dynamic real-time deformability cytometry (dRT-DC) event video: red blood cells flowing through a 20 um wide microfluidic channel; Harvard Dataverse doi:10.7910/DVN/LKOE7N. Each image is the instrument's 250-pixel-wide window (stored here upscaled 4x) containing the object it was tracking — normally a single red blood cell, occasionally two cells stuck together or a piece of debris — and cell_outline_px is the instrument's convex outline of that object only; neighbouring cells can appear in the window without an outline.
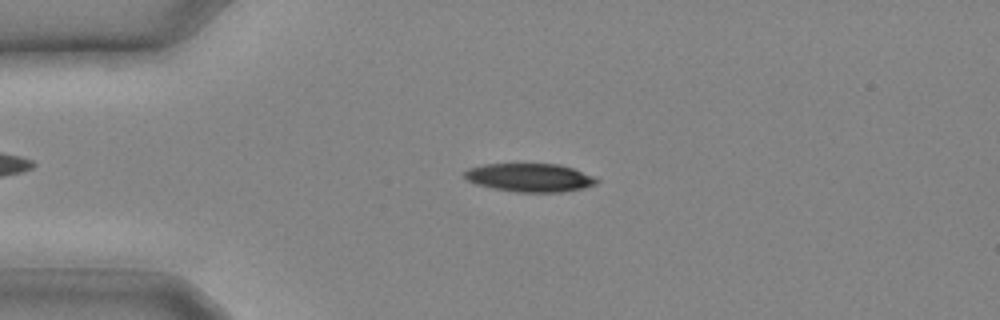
{"species": "common noctule bat (a hibernating species)", "species_latin": "Nyctalus noctula", "temperature_condition": "cold", "stored_images_in_passage": 26, "camera_frame_rate_fps": 3000, "um_per_image_px": 0.085, "animal": {"sex": "male", "body_mass_g": 20.4}, "frame": {"image": 1, "passage_image": 6, "time_ms": 1.667, "image_size_px": [1000, 320], "cell_outline_px": [[600, 180], [596, 184], [584, 188], [560, 192], [516, 192], [492, 188], [476, 184], [468, 180], [464, 176], [464, 172], [468, 168], [484, 164], [560, 164], [572, 168], [592, 176]], "centroid_in_image_um": [45.02, 15.1], "position_along_channel_um": 40.0, "area_um2": 21.79}}
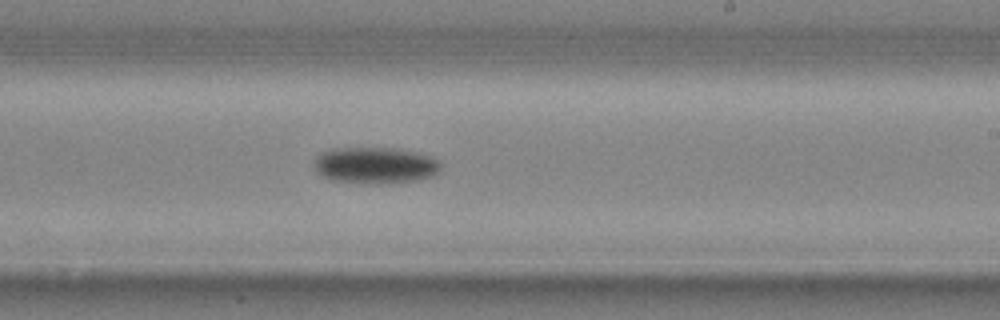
{"frame": {"image": 2, "passage_image": 16, "time_ms": 5.0, "image_size_px": [1000, 320], "cell_outline_px": [[440, 168], [432, 176], [416, 180], [332, 180], [316, 172], [312, 164], [312, 160], [320, 152], [332, 148], [400, 148], [420, 152], [432, 156], [440, 164]], "centroid_in_image_um": [31.85, 13.96], "position_along_channel_um": 257.2, "area_um2": 25.95}}
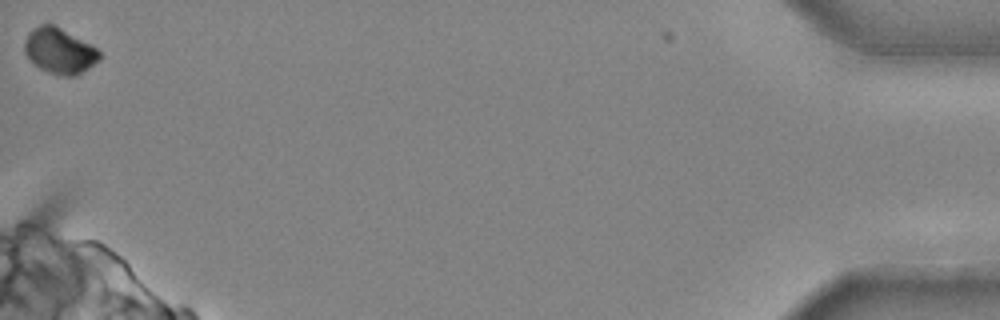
{"frame": {"image": 3, "passage_image": 26, "time_ms": 8.333, "image_size_px": [1000, 320], "cell_outline_px": [[100, 60], [88, 68], [72, 76], [68, 76], [48, 72], [40, 68], [24, 52], [24, 40], [28, 32], [32, 28], [40, 24], [56, 24], [92, 44], [100, 52]], "centroid_in_image_um": [5.06, 4.27], "position_along_channel_um": 430.1, "area_um2": 19.94}}